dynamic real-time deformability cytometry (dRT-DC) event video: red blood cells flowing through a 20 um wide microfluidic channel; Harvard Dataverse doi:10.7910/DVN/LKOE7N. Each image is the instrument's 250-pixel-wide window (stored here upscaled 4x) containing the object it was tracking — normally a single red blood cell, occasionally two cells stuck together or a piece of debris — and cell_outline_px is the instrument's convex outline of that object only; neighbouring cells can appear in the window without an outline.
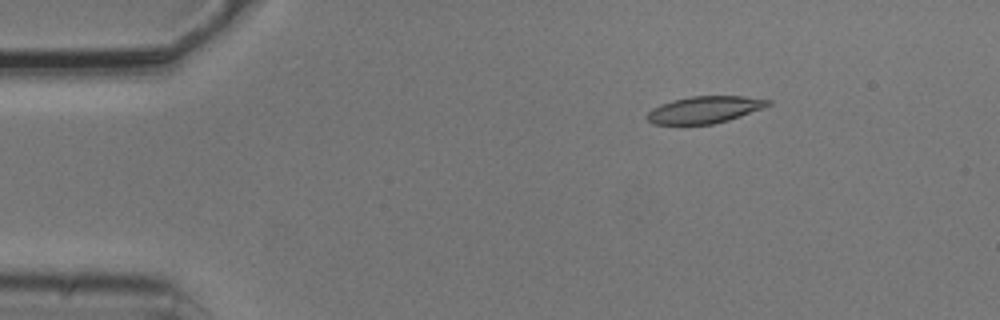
{"species": "common noctule bat (a hibernating species)", "species_latin": "Nyctalus noctula", "temperature_condition": "cold", "stored_images_in_passage": 2, "camera_frame_rate_fps": 3000, "um_per_image_px": 0.085, "animal": {"sex": "male", "body_mass_g": 20.5, "forearm_length_mm": 52.5}, "frame": {"image": 1, "passage_image": 2, "time_ms": 0.333, "image_size_px": [1000, 320], "cell_outline_px": [[772, 104], [764, 108], [728, 120], [712, 124], [652, 124], [644, 116], [652, 108], [660, 104], [672, 100], [692, 96], [744, 96], [772, 100]], "centroid_in_image_um": [59.89, 9.32], "position_along_channel_um": 25.1, "area_um2": 19.07}}